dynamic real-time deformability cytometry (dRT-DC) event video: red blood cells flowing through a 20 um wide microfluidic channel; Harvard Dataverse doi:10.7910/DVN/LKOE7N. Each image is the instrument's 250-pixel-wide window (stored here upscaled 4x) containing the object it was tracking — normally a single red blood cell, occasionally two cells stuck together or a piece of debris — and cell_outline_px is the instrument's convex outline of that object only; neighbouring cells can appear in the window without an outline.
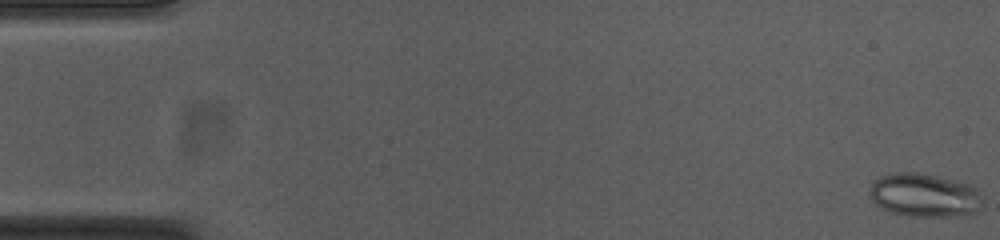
{"species": "common noctule bat (a hibernating species)", "species_latin": "Nyctalus noctula", "temperature_condition": "cold", "stored_images_in_passage": 17, "camera_frame_rate_fps": 3000, "um_per_image_px": 0.085, "animal": {"sex": "female", "body_mass_g": 23.0, "forearm_length_mm": 53.4}, "frame": {"image": 1, "passage_image": 1, "time_ms": 0.0, "image_size_px": [1000, 240], "cell_outline_px": [[984, 200], [980, 208], [972, 212], [960, 216], [912, 216], [892, 212], [876, 204], [872, 200], [868, 192], [872, 184], [880, 176], [896, 172], [916, 172], [936, 176], [968, 184], [976, 188]], "centroid_in_image_um": [78.58, 16.59], "position_along_channel_um": 6.4, "area_um2": 28.44}}